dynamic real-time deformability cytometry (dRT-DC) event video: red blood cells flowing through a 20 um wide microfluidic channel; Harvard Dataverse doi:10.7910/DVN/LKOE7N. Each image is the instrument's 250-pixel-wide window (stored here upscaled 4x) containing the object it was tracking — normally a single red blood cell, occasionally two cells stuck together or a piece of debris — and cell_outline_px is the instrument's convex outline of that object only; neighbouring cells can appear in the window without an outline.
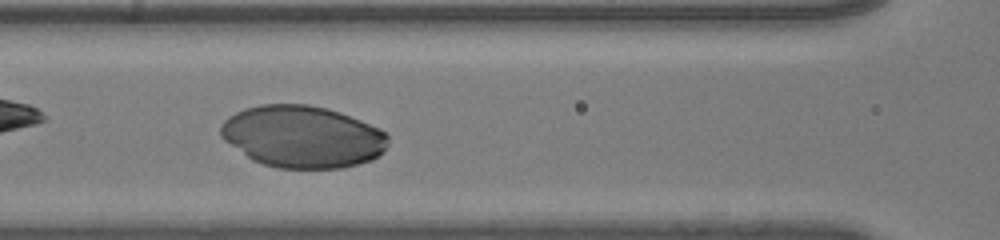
{"species": "human", "species_latin": "Homo sapiens", "temperature_condition": "room temperature", "stored_images_in_passage": 37, "camera_frame_rate_fps": 3000, "um_per_image_px": 0.085, "donor": {"sex": "male"}, "frame": {"image": 1, "passage_image": 14, "time_ms": 4.333, "image_size_px": [1000, 240], "cell_outline_px": [[388, 144], [372, 160], [340, 168], [276, 168], [252, 160], [224, 140], [220, 136], [220, 124], [228, 116], [244, 108], [260, 104], [308, 104], [328, 108], [340, 112], [380, 128], [388, 136]], "centroid_in_image_um": [25.67, 11.6], "position_along_channel_um": 140.9, "area_um2": 60.57}}
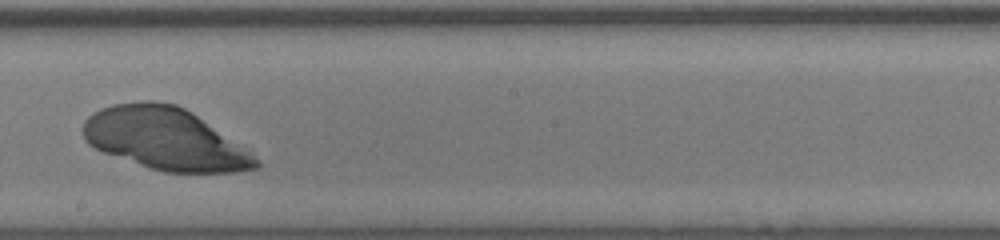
{"frame": {"image": 2, "passage_image": 21, "time_ms": 6.667, "image_size_px": [1000, 240], "cell_outline_px": [[260, 168], [236, 172], [164, 172], [104, 152], [88, 144], [84, 140], [84, 120], [88, 116], [100, 108], [112, 104], [144, 100], [156, 100], [176, 104], [184, 108], [196, 116], [248, 152], [260, 164]], "centroid_in_image_um": [13.95, 11.79], "position_along_channel_um": 234.2, "area_um2": 61.21}}
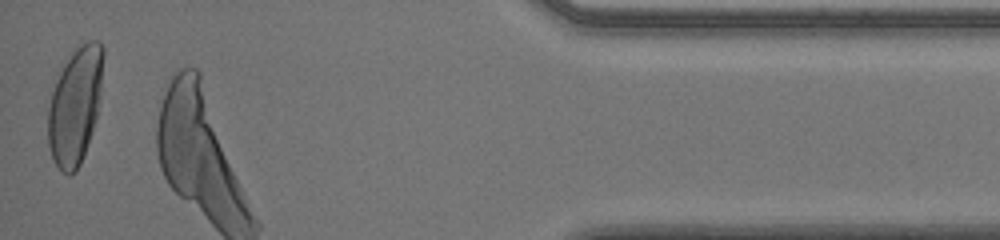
{"frame": {"image": 3, "passage_image": 37, "time_ms": 12.0, "image_size_px": [1000, 240], "cell_outline_px": [[104, 56], [100, 88], [96, 116], [92, 132], [80, 164], [76, 172], [68, 176], [60, 172], [52, 160], [48, 144], [48, 108], [52, 92], [56, 80], [64, 64], [72, 52], [80, 44], [88, 40], [100, 40], [104, 48]], "centroid_in_image_um": [6.37, 9.0], "position_along_channel_um": 428.8, "area_um2": 37.57}}